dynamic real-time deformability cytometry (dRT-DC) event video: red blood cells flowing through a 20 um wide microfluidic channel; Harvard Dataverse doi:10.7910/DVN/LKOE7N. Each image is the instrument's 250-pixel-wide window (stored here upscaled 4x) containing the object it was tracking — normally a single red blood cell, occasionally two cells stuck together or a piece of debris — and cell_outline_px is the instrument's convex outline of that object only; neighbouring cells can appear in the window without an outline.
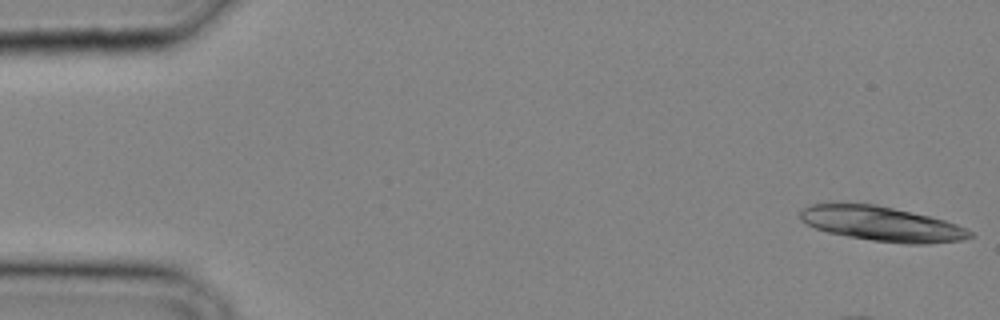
{"species": "common noctule bat (a hibernating species)", "species_latin": "Nyctalus noctula", "temperature_condition": "cold", "stored_images_in_passage": 26, "camera_frame_rate_fps": 3000, "um_per_image_px": 0.085, "animal": {"sex": "male", "body_mass_g": 20.4}, "frame": {"image": 1, "passage_image": 1, "time_ms": 0.0, "image_size_px": [1000, 320], "cell_outline_px": [[976, 236], [964, 240], [928, 244], [908, 244], [872, 240], [848, 236], [828, 232], [816, 228], [800, 220], [800, 212], [808, 204], [836, 200], [876, 204], [928, 216], [944, 220], [956, 224], [972, 232]], "centroid_in_image_um": [74.89, 18.99], "position_along_channel_um": 10.1, "area_um2": 34.97}}